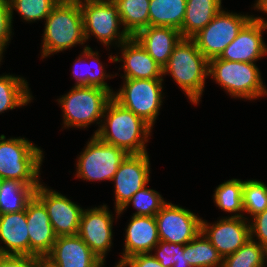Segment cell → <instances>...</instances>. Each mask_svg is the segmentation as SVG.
<instances>
[{
	"label": "cell",
	"instance_id": "obj_40",
	"mask_svg": "<svg viewBox=\"0 0 267 267\" xmlns=\"http://www.w3.org/2000/svg\"><path fill=\"white\" fill-rule=\"evenodd\" d=\"M33 267H58V265L47 256H35L33 257Z\"/></svg>",
	"mask_w": 267,
	"mask_h": 267
},
{
	"label": "cell",
	"instance_id": "obj_3",
	"mask_svg": "<svg viewBox=\"0 0 267 267\" xmlns=\"http://www.w3.org/2000/svg\"><path fill=\"white\" fill-rule=\"evenodd\" d=\"M42 58L86 42L79 1H59L45 19Z\"/></svg>",
	"mask_w": 267,
	"mask_h": 267
},
{
	"label": "cell",
	"instance_id": "obj_29",
	"mask_svg": "<svg viewBox=\"0 0 267 267\" xmlns=\"http://www.w3.org/2000/svg\"><path fill=\"white\" fill-rule=\"evenodd\" d=\"M98 52H94L88 45H86L83 48V52L82 54L79 55V58L76 59L75 63H74V70H73V76L76 79V84L75 86H94V87H100L103 88L105 90L110 91L112 94L114 93L113 90L107 85V83L104 81L106 78H112L110 77V75L106 74V70H103L104 67L103 65L100 63V59L98 57ZM83 59V60H82ZM86 59H92L93 62H95L98 67H95L96 70L93 71L91 70V68L89 67V70H83L86 71L85 73H82V71L80 70L79 63L81 64V62L84 60L86 61ZM85 64V62H84ZM83 65V63H82ZM81 65V66H82ZM98 68V69H97ZM82 69V67H81ZM98 71V72H96ZM83 74V75H82Z\"/></svg>",
	"mask_w": 267,
	"mask_h": 267
},
{
	"label": "cell",
	"instance_id": "obj_9",
	"mask_svg": "<svg viewBox=\"0 0 267 267\" xmlns=\"http://www.w3.org/2000/svg\"><path fill=\"white\" fill-rule=\"evenodd\" d=\"M77 161V178L112 181L118 167L129 155L125 150L100 140L94 134Z\"/></svg>",
	"mask_w": 267,
	"mask_h": 267
},
{
	"label": "cell",
	"instance_id": "obj_23",
	"mask_svg": "<svg viewBox=\"0 0 267 267\" xmlns=\"http://www.w3.org/2000/svg\"><path fill=\"white\" fill-rule=\"evenodd\" d=\"M221 4L222 0H186L182 37L198 34L222 10Z\"/></svg>",
	"mask_w": 267,
	"mask_h": 267
},
{
	"label": "cell",
	"instance_id": "obj_41",
	"mask_svg": "<svg viewBox=\"0 0 267 267\" xmlns=\"http://www.w3.org/2000/svg\"><path fill=\"white\" fill-rule=\"evenodd\" d=\"M253 7L267 14V0H257Z\"/></svg>",
	"mask_w": 267,
	"mask_h": 267
},
{
	"label": "cell",
	"instance_id": "obj_39",
	"mask_svg": "<svg viewBox=\"0 0 267 267\" xmlns=\"http://www.w3.org/2000/svg\"><path fill=\"white\" fill-rule=\"evenodd\" d=\"M0 267H33V257L0 255Z\"/></svg>",
	"mask_w": 267,
	"mask_h": 267
},
{
	"label": "cell",
	"instance_id": "obj_1",
	"mask_svg": "<svg viewBox=\"0 0 267 267\" xmlns=\"http://www.w3.org/2000/svg\"><path fill=\"white\" fill-rule=\"evenodd\" d=\"M102 121L99 129L94 132L100 140L119 147L128 154L147 153L145 144L153 128L142 118L112 98L105 108Z\"/></svg>",
	"mask_w": 267,
	"mask_h": 267
},
{
	"label": "cell",
	"instance_id": "obj_35",
	"mask_svg": "<svg viewBox=\"0 0 267 267\" xmlns=\"http://www.w3.org/2000/svg\"><path fill=\"white\" fill-rule=\"evenodd\" d=\"M153 249L156 250L153 257L163 267H191L183 254L184 245L159 241Z\"/></svg>",
	"mask_w": 267,
	"mask_h": 267
},
{
	"label": "cell",
	"instance_id": "obj_33",
	"mask_svg": "<svg viewBox=\"0 0 267 267\" xmlns=\"http://www.w3.org/2000/svg\"><path fill=\"white\" fill-rule=\"evenodd\" d=\"M243 212L252 217L267 209V185L258 180L243 181Z\"/></svg>",
	"mask_w": 267,
	"mask_h": 267
},
{
	"label": "cell",
	"instance_id": "obj_28",
	"mask_svg": "<svg viewBox=\"0 0 267 267\" xmlns=\"http://www.w3.org/2000/svg\"><path fill=\"white\" fill-rule=\"evenodd\" d=\"M183 254L191 267L222 266V256L202 232L184 245Z\"/></svg>",
	"mask_w": 267,
	"mask_h": 267
},
{
	"label": "cell",
	"instance_id": "obj_11",
	"mask_svg": "<svg viewBox=\"0 0 267 267\" xmlns=\"http://www.w3.org/2000/svg\"><path fill=\"white\" fill-rule=\"evenodd\" d=\"M155 219L160 241L185 245L201 232V217L169 202L156 213Z\"/></svg>",
	"mask_w": 267,
	"mask_h": 267
},
{
	"label": "cell",
	"instance_id": "obj_22",
	"mask_svg": "<svg viewBox=\"0 0 267 267\" xmlns=\"http://www.w3.org/2000/svg\"><path fill=\"white\" fill-rule=\"evenodd\" d=\"M134 38L163 68L167 64L175 46L183 37L176 28L148 26L139 31Z\"/></svg>",
	"mask_w": 267,
	"mask_h": 267
},
{
	"label": "cell",
	"instance_id": "obj_18",
	"mask_svg": "<svg viewBox=\"0 0 267 267\" xmlns=\"http://www.w3.org/2000/svg\"><path fill=\"white\" fill-rule=\"evenodd\" d=\"M26 220L30 239V256H47L57 236L46 207L35 195L26 205Z\"/></svg>",
	"mask_w": 267,
	"mask_h": 267
},
{
	"label": "cell",
	"instance_id": "obj_34",
	"mask_svg": "<svg viewBox=\"0 0 267 267\" xmlns=\"http://www.w3.org/2000/svg\"><path fill=\"white\" fill-rule=\"evenodd\" d=\"M132 203L137 212L133 215L139 216H155L156 213L167 203L162 196L153 189L146 186L138 190L128 202V204L119 211V215L126 210L128 205Z\"/></svg>",
	"mask_w": 267,
	"mask_h": 267
},
{
	"label": "cell",
	"instance_id": "obj_12",
	"mask_svg": "<svg viewBox=\"0 0 267 267\" xmlns=\"http://www.w3.org/2000/svg\"><path fill=\"white\" fill-rule=\"evenodd\" d=\"M147 153L129 154L118 167L115 183V212L117 217L132 196L150 181V161Z\"/></svg>",
	"mask_w": 267,
	"mask_h": 267
},
{
	"label": "cell",
	"instance_id": "obj_13",
	"mask_svg": "<svg viewBox=\"0 0 267 267\" xmlns=\"http://www.w3.org/2000/svg\"><path fill=\"white\" fill-rule=\"evenodd\" d=\"M35 196L46 207L57 237L78 234L83 208L43 184L35 189Z\"/></svg>",
	"mask_w": 267,
	"mask_h": 267
},
{
	"label": "cell",
	"instance_id": "obj_15",
	"mask_svg": "<svg viewBox=\"0 0 267 267\" xmlns=\"http://www.w3.org/2000/svg\"><path fill=\"white\" fill-rule=\"evenodd\" d=\"M108 209L106 205L84 209L77 234L103 262L113 238L114 218Z\"/></svg>",
	"mask_w": 267,
	"mask_h": 267
},
{
	"label": "cell",
	"instance_id": "obj_5",
	"mask_svg": "<svg viewBox=\"0 0 267 267\" xmlns=\"http://www.w3.org/2000/svg\"><path fill=\"white\" fill-rule=\"evenodd\" d=\"M208 75L234 98L255 100L267 95L261 73L255 63L228 61L215 57L209 60Z\"/></svg>",
	"mask_w": 267,
	"mask_h": 267
},
{
	"label": "cell",
	"instance_id": "obj_16",
	"mask_svg": "<svg viewBox=\"0 0 267 267\" xmlns=\"http://www.w3.org/2000/svg\"><path fill=\"white\" fill-rule=\"evenodd\" d=\"M246 219L229 216L213 224L201 220V232L224 258L236 252L250 238V222Z\"/></svg>",
	"mask_w": 267,
	"mask_h": 267
},
{
	"label": "cell",
	"instance_id": "obj_2",
	"mask_svg": "<svg viewBox=\"0 0 267 267\" xmlns=\"http://www.w3.org/2000/svg\"><path fill=\"white\" fill-rule=\"evenodd\" d=\"M208 71L209 60L200 52L196 42L191 38H182L163 67V76L170 73L190 102L198 104Z\"/></svg>",
	"mask_w": 267,
	"mask_h": 267
},
{
	"label": "cell",
	"instance_id": "obj_24",
	"mask_svg": "<svg viewBox=\"0 0 267 267\" xmlns=\"http://www.w3.org/2000/svg\"><path fill=\"white\" fill-rule=\"evenodd\" d=\"M186 0H150L149 26L176 28L182 35Z\"/></svg>",
	"mask_w": 267,
	"mask_h": 267
},
{
	"label": "cell",
	"instance_id": "obj_30",
	"mask_svg": "<svg viewBox=\"0 0 267 267\" xmlns=\"http://www.w3.org/2000/svg\"><path fill=\"white\" fill-rule=\"evenodd\" d=\"M242 194L243 181L240 179H231L216 187L213 200L219 209L229 213H239L233 214L231 217H244L242 214Z\"/></svg>",
	"mask_w": 267,
	"mask_h": 267
},
{
	"label": "cell",
	"instance_id": "obj_26",
	"mask_svg": "<svg viewBox=\"0 0 267 267\" xmlns=\"http://www.w3.org/2000/svg\"><path fill=\"white\" fill-rule=\"evenodd\" d=\"M38 186L26 185L17 180H3L0 188V214L25 210Z\"/></svg>",
	"mask_w": 267,
	"mask_h": 267
},
{
	"label": "cell",
	"instance_id": "obj_37",
	"mask_svg": "<svg viewBox=\"0 0 267 267\" xmlns=\"http://www.w3.org/2000/svg\"><path fill=\"white\" fill-rule=\"evenodd\" d=\"M253 218V219H252ZM251 218L250 238L267 249V209ZM254 237H257L255 240Z\"/></svg>",
	"mask_w": 267,
	"mask_h": 267
},
{
	"label": "cell",
	"instance_id": "obj_6",
	"mask_svg": "<svg viewBox=\"0 0 267 267\" xmlns=\"http://www.w3.org/2000/svg\"><path fill=\"white\" fill-rule=\"evenodd\" d=\"M112 93L100 87L74 86L70 92L58 99L64 117V127L86 128L96 121L102 122L105 108Z\"/></svg>",
	"mask_w": 267,
	"mask_h": 267
},
{
	"label": "cell",
	"instance_id": "obj_10",
	"mask_svg": "<svg viewBox=\"0 0 267 267\" xmlns=\"http://www.w3.org/2000/svg\"><path fill=\"white\" fill-rule=\"evenodd\" d=\"M251 18L252 15H239L222 9L192 39L205 58L210 60L219 57Z\"/></svg>",
	"mask_w": 267,
	"mask_h": 267
},
{
	"label": "cell",
	"instance_id": "obj_44",
	"mask_svg": "<svg viewBox=\"0 0 267 267\" xmlns=\"http://www.w3.org/2000/svg\"><path fill=\"white\" fill-rule=\"evenodd\" d=\"M60 1H76V0H60Z\"/></svg>",
	"mask_w": 267,
	"mask_h": 267
},
{
	"label": "cell",
	"instance_id": "obj_8",
	"mask_svg": "<svg viewBox=\"0 0 267 267\" xmlns=\"http://www.w3.org/2000/svg\"><path fill=\"white\" fill-rule=\"evenodd\" d=\"M112 98L152 128L162 105L163 79H125Z\"/></svg>",
	"mask_w": 267,
	"mask_h": 267
},
{
	"label": "cell",
	"instance_id": "obj_7",
	"mask_svg": "<svg viewBox=\"0 0 267 267\" xmlns=\"http://www.w3.org/2000/svg\"><path fill=\"white\" fill-rule=\"evenodd\" d=\"M83 16L85 39L92 34L107 47L115 42L119 47L130 36L124 30L120 32V15L111 0H78ZM118 38V39H117ZM118 43V44H117Z\"/></svg>",
	"mask_w": 267,
	"mask_h": 267
},
{
	"label": "cell",
	"instance_id": "obj_43",
	"mask_svg": "<svg viewBox=\"0 0 267 267\" xmlns=\"http://www.w3.org/2000/svg\"><path fill=\"white\" fill-rule=\"evenodd\" d=\"M3 180H4V179L0 178V188H1V186H2Z\"/></svg>",
	"mask_w": 267,
	"mask_h": 267
},
{
	"label": "cell",
	"instance_id": "obj_25",
	"mask_svg": "<svg viewBox=\"0 0 267 267\" xmlns=\"http://www.w3.org/2000/svg\"><path fill=\"white\" fill-rule=\"evenodd\" d=\"M117 8L123 30L130 37L149 26L150 0H111Z\"/></svg>",
	"mask_w": 267,
	"mask_h": 267
},
{
	"label": "cell",
	"instance_id": "obj_32",
	"mask_svg": "<svg viewBox=\"0 0 267 267\" xmlns=\"http://www.w3.org/2000/svg\"><path fill=\"white\" fill-rule=\"evenodd\" d=\"M59 1L60 0H8L11 17H13V10L15 9L21 15L22 19L29 22L40 19L45 20Z\"/></svg>",
	"mask_w": 267,
	"mask_h": 267
},
{
	"label": "cell",
	"instance_id": "obj_4",
	"mask_svg": "<svg viewBox=\"0 0 267 267\" xmlns=\"http://www.w3.org/2000/svg\"><path fill=\"white\" fill-rule=\"evenodd\" d=\"M43 151L25 138L0 135V178L40 185Z\"/></svg>",
	"mask_w": 267,
	"mask_h": 267
},
{
	"label": "cell",
	"instance_id": "obj_31",
	"mask_svg": "<svg viewBox=\"0 0 267 267\" xmlns=\"http://www.w3.org/2000/svg\"><path fill=\"white\" fill-rule=\"evenodd\" d=\"M267 249L249 238L236 252L223 258L221 267H265Z\"/></svg>",
	"mask_w": 267,
	"mask_h": 267
},
{
	"label": "cell",
	"instance_id": "obj_42",
	"mask_svg": "<svg viewBox=\"0 0 267 267\" xmlns=\"http://www.w3.org/2000/svg\"><path fill=\"white\" fill-rule=\"evenodd\" d=\"M3 52H4V49L0 46V62H1V60H2V54H3Z\"/></svg>",
	"mask_w": 267,
	"mask_h": 267
},
{
	"label": "cell",
	"instance_id": "obj_19",
	"mask_svg": "<svg viewBox=\"0 0 267 267\" xmlns=\"http://www.w3.org/2000/svg\"><path fill=\"white\" fill-rule=\"evenodd\" d=\"M47 257L58 267L104 266V262L78 235L58 236Z\"/></svg>",
	"mask_w": 267,
	"mask_h": 267
},
{
	"label": "cell",
	"instance_id": "obj_20",
	"mask_svg": "<svg viewBox=\"0 0 267 267\" xmlns=\"http://www.w3.org/2000/svg\"><path fill=\"white\" fill-rule=\"evenodd\" d=\"M125 230V249L115 267L133 255L151 253L160 241L155 216L133 215Z\"/></svg>",
	"mask_w": 267,
	"mask_h": 267
},
{
	"label": "cell",
	"instance_id": "obj_14",
	"mask_svg": "<svg viewBox=\"0 0 267 267\" xmlns=\"http://www.w3.org/2000/svg\"><path fill=\"white\" fill-rule=\"evenodd\" d=\"M266 29L267 20L252 16L219 58L228 61L255 63L267 54V45L262 38Z\"/></svg>",
	"mask_w": 267,
	"mask_h": 267
},
{
	"label": "cell",
	"instance_id": "obj_17",
	"mask_svg": "<svg viewBox=\"0 0 267 267\" xmlns=\"http://www.w3.org/2000/svg\"><path fill=\"white\" fill-rule=\"evenodd\" d=\"M122 58L110 55L111 62L123 61L124 79H163V68L148 54L142 45L130 37L120 46Z\"/></svg>",
	"mask_w": 267,
	"mask_h": 267
},
{
	"label": "cell",
	"instance_id": "obj_38",
	"mask_svg": "<svg viewBox=\"0 0 267 267\" xmlns=\"http://www.w3.org/2000/svg\"><path fill=\"white\" fill-rule=\"evenodd\" d=\"M163 267L161 263L156 260L152 254H136L125 259L120 267Z\"/></svg>",
	"mask_w": 267,
	"mask_h": 267
},
{
	"label": "cell",
	"instance_id": "obj_21",
	"mask_svg": "<svg viewBox=\"0 0 267 267\" xmlns=\"http://www.w3.org/2000/svg\"><path fill=\"white\" fill-rule=\"evenodd\" d=\"M26 209L0 214V255L30 256Z\"/></svg>",
	"mask_w": 267,
	"mask_h": 267
},
{
	"label": "cell",
	"instance_id": "obj_27",
	"mask_svg": "<svg viewBox=\"0 0 267 267\" xmlns=\"http://www.w3.org/2000/svg\"><path fill=\"white\" fill-rule=\"evenodd\" d=\"M31 100L27 80L8 74L0 76V113L27 105Z\"/></svg>",
	"mask_w": 267,
	"mask_h": 267
},
{
	"label": "cell",
	"instance_id": "obj_36",
	"mask_svg": "<svg viewBox=\"0 0 267 267\" xmlns=\"http://www.w3.org/2000/svg\"><path fill=\"white\" fill-rule=\"evenodd\" d=\"M8 0H0V46L6 49L12 37V20Z\"/></svg>",
	"mask_w": 267,
	"mask_h": 267
}]
</instances>
